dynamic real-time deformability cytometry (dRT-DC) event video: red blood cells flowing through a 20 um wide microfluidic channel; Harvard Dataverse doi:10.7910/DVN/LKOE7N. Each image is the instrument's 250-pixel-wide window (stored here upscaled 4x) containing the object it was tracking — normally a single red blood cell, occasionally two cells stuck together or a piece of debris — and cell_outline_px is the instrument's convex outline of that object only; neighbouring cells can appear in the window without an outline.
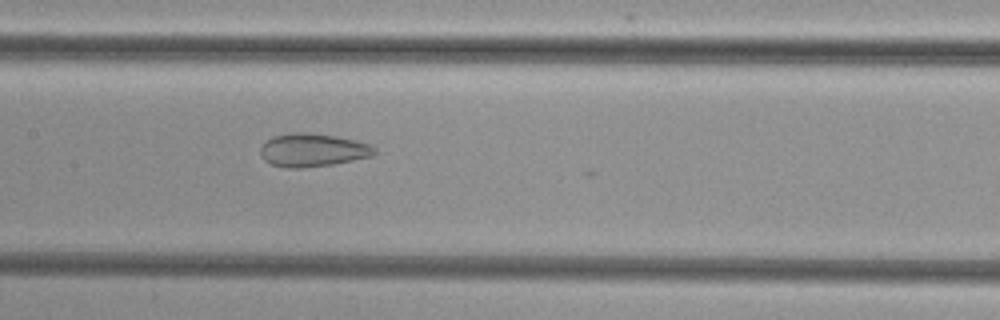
{"species": "common noctule bat (a hibernating species)", "species_latin": "Nyctalus noctula", "temperature_condition": "cold", "stored_images_in_passage": 24, "camera_frame_rate_fps": 3000, "um_per_image_px": 0.085, "animal": {"sex": "female", "body_mass_g": 29.2, "forearm_length_mm": 56.3}, "frame": {"image": 1, "passage_image": 9, "time_ms": 2.667, "image_size_px": [1000, 320], "cell_outline_px": [[376, 152], [372, 156], [332, 164], [300, 168], [288, 168], [272, 164], [264, 160], [260, 156], [260, 148], [272, 136], [292, 132], [312, 132], [336, 136], [356, 140], [368, 144], [376, 148]], "centroid_in_image_um": [26.56, 12.74], "position_along_channel_um": 180.8, "area_um2": 22.08}}
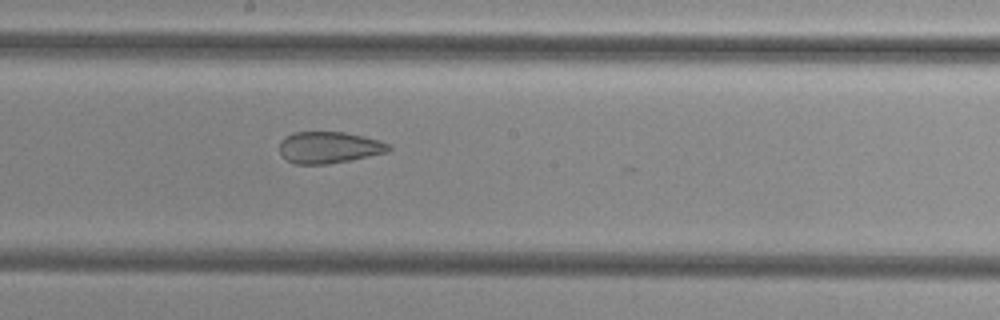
{"frame": {"image": 2, "passage_image": 12, "time_ms": 3.667, "image_size_px": [1000, 320], "cell_outline_px": [[392, 148], [388, 152], [352, 160], [328, 164], [296, 164], [288, 160], [280, 152], [280, 140], [284, 136], [292, 132], [344, 132], [364, 136], [380, 140], [392, 144]], "centroid_in_image_um": [28.01, 12.52], "position_along_channel_um": 220.2, "area_um2": 20.35}}
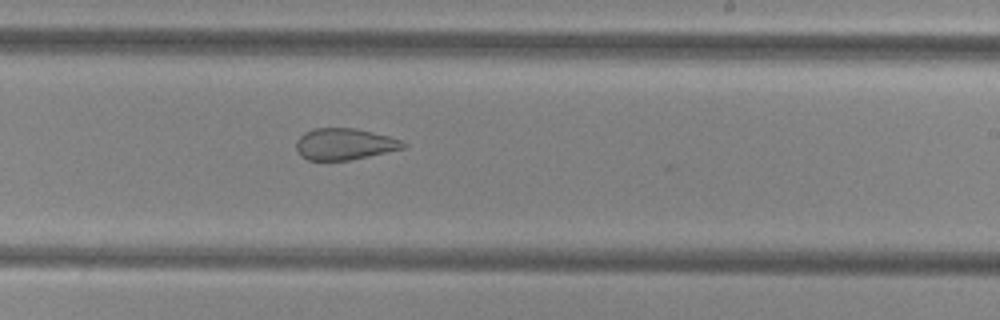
{"frame": {"image": 3, "passage_image": 15, "time_ms": 4.667, "image_size_px": [1000, 320], "cell_outline_px": [[408, 144], [404, 148], [368, 156], [348, 160], [308, 160], [300, 156], [296, 148], [296, 140], [304, 132], [312, 128], [356, 128], [388, 136], [400, 140]], "centroid_in_image_um": [29.24, 12.24], "position_along_channel_um": 259.8, "area_um2": 19.59}}